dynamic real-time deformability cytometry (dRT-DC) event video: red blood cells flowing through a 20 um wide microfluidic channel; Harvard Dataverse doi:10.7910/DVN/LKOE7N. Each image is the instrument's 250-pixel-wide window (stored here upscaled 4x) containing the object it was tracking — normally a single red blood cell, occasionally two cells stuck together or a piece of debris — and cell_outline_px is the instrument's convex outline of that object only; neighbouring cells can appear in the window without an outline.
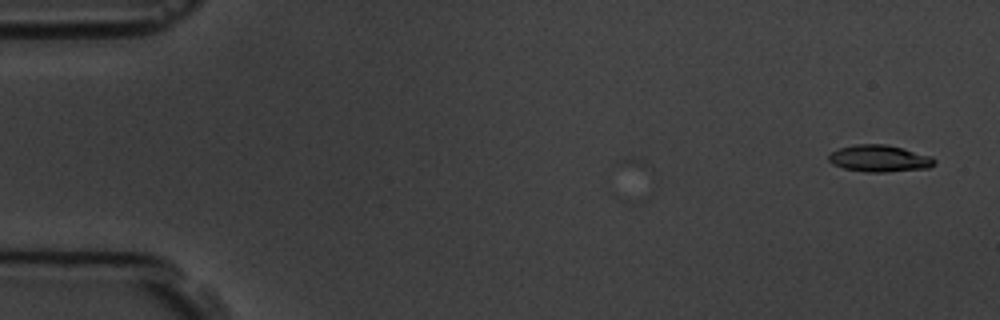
{"species": "common noctule bat (a hibernating species)", "species_latin": "Nyctalus noctula", "temperature_condition": "room temperature", "stored_images_in_passage": 5, "camera_frame_rate_fps": 3000, "um_per_image_px": 0.085, "animal": {"sex": "male", "body_mass_g": 19.5, "forearm_length_mm": 54.6}, "frame": {"image": 1, "passage_image": 1, "time_ms": 0.0, "image_size_px": [1000, 320], "cell_outline_px": [[936, 164], [928, 168], [884, 172], [864, 172], [844, 168], [832, 164], [828, 160], [828, 156], [832, 152], [840, 148], [856, 144], [884, 144], [932, 156], [936, 160]], "centroid_in_image_um": [74.75, 13.48], "position_along_channel_um": 10.2, "area_um2": 16.42}}
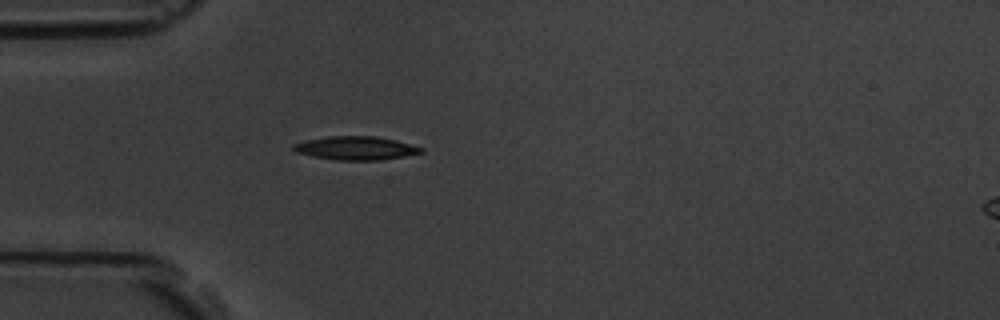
{"frame": {"image": 2, "passage_image": 5, "time_ms": 4.667, "image_size_px": [1000, 320], "cell_outline_px": [[424, 152], [404, 156], [380, 160], [336, 160], [312, 156], [296, 152], [292, 148], [292, 144], [304, 140], [328, 136], [376, 136], [396, 140], [424, 148]], "centroid_in_image_um": [30.22, 12.58], "position_along_channel_um": 54.8, "area_um2": 17.57}}